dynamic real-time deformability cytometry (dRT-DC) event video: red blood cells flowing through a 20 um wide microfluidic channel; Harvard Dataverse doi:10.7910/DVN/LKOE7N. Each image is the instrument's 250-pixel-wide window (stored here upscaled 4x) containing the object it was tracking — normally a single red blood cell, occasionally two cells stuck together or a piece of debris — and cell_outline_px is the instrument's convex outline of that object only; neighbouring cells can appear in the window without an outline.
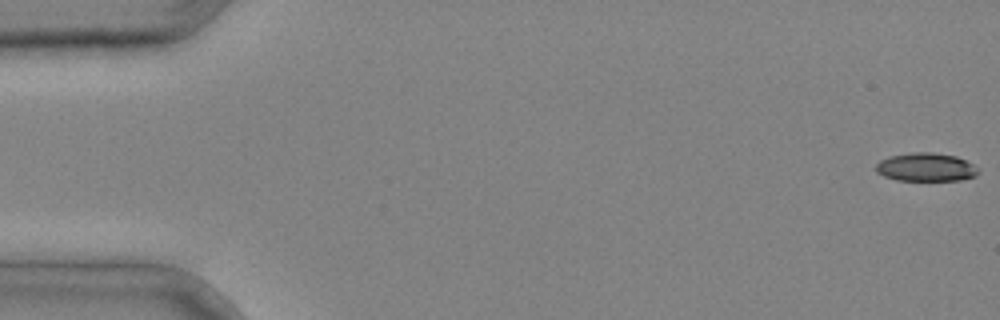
{"species": "common noctule bat (a hibernating species)", "species_latin": "Nyctalus noctula", "temperature_condition": "cold", "stored_images_in_passage": 4, "segment_of_instrument_passage": [2, 2], "camera_frame_rate_fps": 3000, "um_per_image_px": 0.085, "animal": {"sex": "male", "body_mass_g": 20.4}, "frame": {"image": 1, "passage_image": 4, "time_ms": 1.0, "image_size_px": [1000, 320], "cell_outline_px": [[980, 172], [976, 176], [960, 180], [896, 180], [884, 176], [876, 172], [876, 164], [880, 160], [888, 156], [912, 152], [932, 152], [956, 156], [980, 168]], "centroid_in_image_um": [78.71, 14.2], "position_along_channel_um": 6.3, "area_um2": 17.05}}